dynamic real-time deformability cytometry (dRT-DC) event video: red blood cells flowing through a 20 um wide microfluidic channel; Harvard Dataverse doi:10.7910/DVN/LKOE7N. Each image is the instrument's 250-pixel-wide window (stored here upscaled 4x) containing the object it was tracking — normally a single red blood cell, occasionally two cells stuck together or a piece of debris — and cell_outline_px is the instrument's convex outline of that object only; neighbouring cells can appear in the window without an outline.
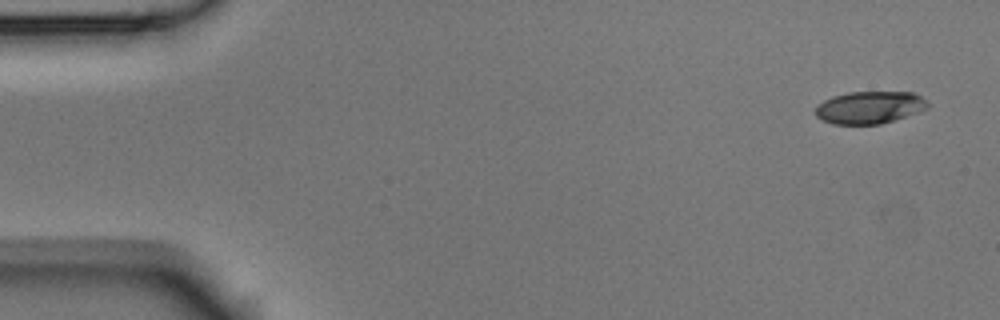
{"species": "Egyptian fruit bat (a non-hibernating species)", "species_latin": "Rousettus aegyptiacus", "temperature_condition": "room temperature", "stored_images_in_passage": 9, "camera_frame_rate_fps": 3000, "um_per_image_px": 0.085, "animal": {"sex": "male"}, "frame": {"image": 1, "passage_image": 1, "time_ms": 0.0, "image_size_px": [1000, 320], "cell_outline_px": [[928, 108], [880, 124], [832, 124], [816, 116], [816, 108], [824, 100], [832, 96], [848, 92], [912, 92], [920, 96], [928, 104]], "centroid_in_image_um": [73.89, 9.12], "position_along_channel_um": 11.1, "area_um2": 20.81}}
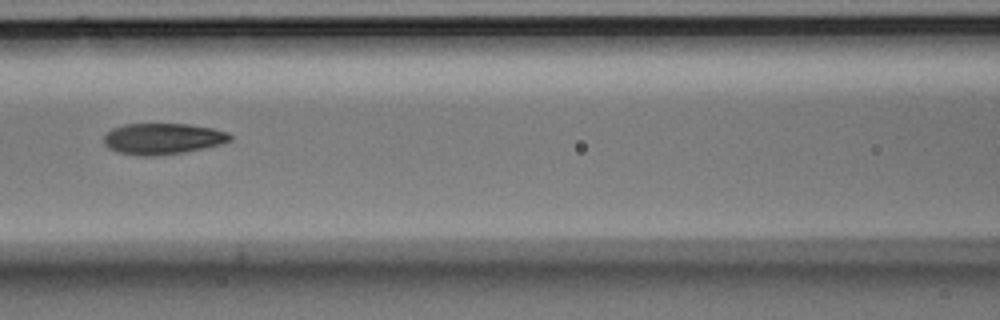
{"frame": {"image": 2, "passage_image": 7, "time_ms": 2.0, "image_size_px": [1000, 320], "cell_outline_px": [[232, 140], [220, 144], [184, 152], [156, 156], [140, 156], [116, 152], [108, 148], [104, 144], [104, 136], [112, 128], [124, 124], [188, 124], [212, 128], [228, 132], [232, 136]], "centroid_in_image_um": [13.81, 11.79], "position_along_channel_um": 152.8, "area_um2": 22.95}}
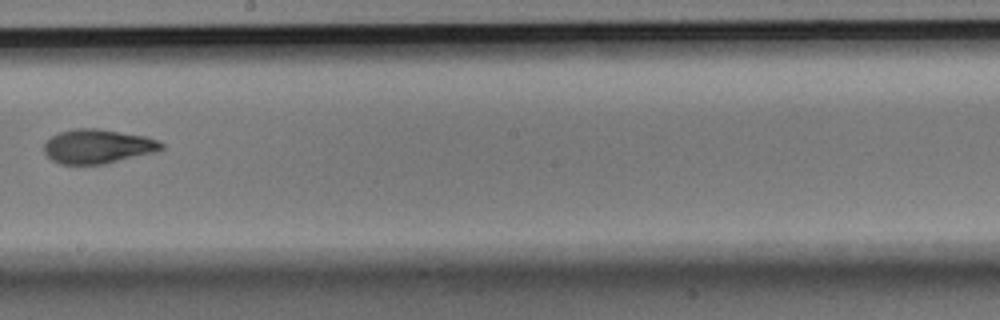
{"frame": {"image": 3, "passage_image": 9, "time_ms": 2.667, "image_size_px": [1000, 320], "cell_outline_px": [[164, 148], [156, 152], [104, 164], [60, 164], [52, 160], [44, 152], [44, 144], [52, 136], [60, 132], [76, 128], [96, 128], [144, 136], [160, 140], [164, 144]], "centroid_in_image_um": [8.33, 12.44], "position_along_channel_um": 239.9, "area_um2": 23.35}}